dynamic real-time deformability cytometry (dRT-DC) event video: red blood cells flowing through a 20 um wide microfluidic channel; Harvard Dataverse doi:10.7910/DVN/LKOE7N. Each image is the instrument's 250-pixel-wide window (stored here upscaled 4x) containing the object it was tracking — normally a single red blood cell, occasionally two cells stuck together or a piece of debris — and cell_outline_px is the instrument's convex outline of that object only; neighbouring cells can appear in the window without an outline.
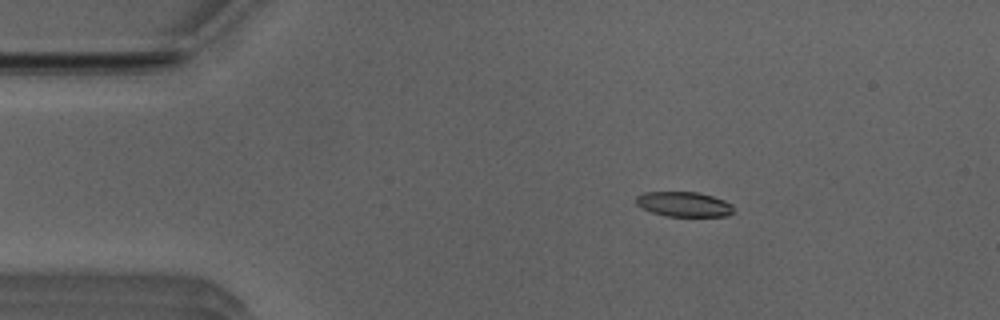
{"species": "Egyptian fruit bat (a non-hibernating species)", "species_latin": "Rousettus aegyptiacus", "temperature_condition": "room temperature", "stored_images_in_passage": 44, "camera_frame_rate_fps": 3000, "um_per_image_px": 0.085, "animal": {"sex": "male"}, "frame": {"image": 1, "passage_image": 1, "time_ms": 0.0, "image_size_px": [1000, 320], "cell_outline_px": [[732, 212], [728, 216], [668, 216], [652, 212], [636, 204], [636, 196], [644, 192], [696, 192], [712, 196], [724, 200], [732, 204]], "centroid_in_image_um": [58.13, 17.35], "position_along_channel_um": 26.9, "area_um2": 13.99}}
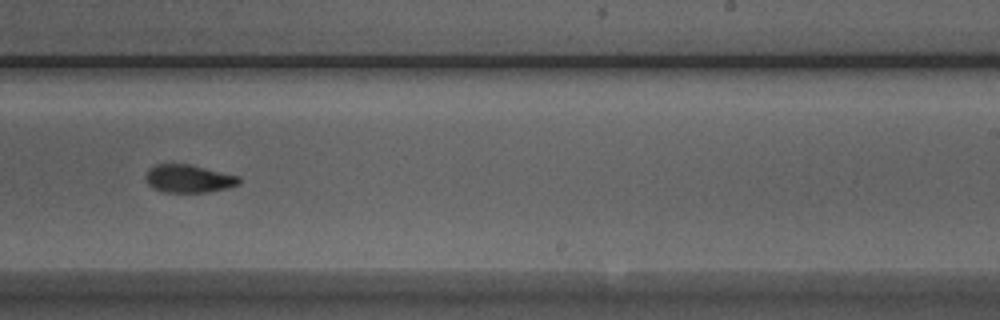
{"frame": {"image": 2, "passage_image": 24, "time_ms": 7.667, "image_size_px": [1000, 320], "cell_outline_px": [[240, 184], [228, 188], [208, 192], [164, 192], [152, 188], [148, 184], [144, 176], [148, 168], [156, 164], [192, 164], [240, 176]], "centroid_in_image_um": [16.03, 15.18], "position_along_channel_um": 273.0, "area_um2": 15.49}}
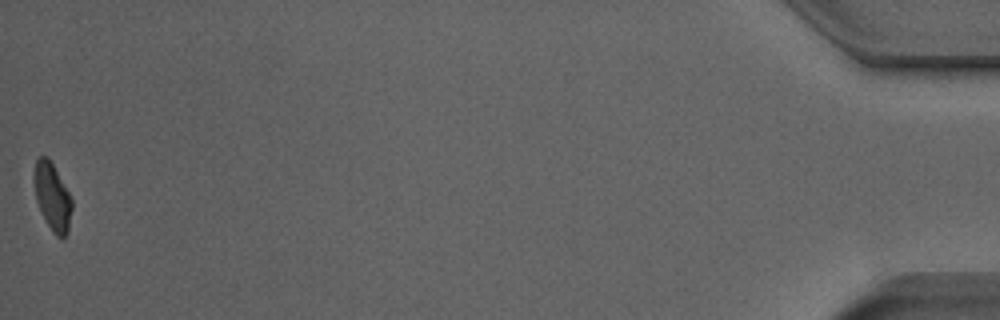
{"frame": {"image": 3, "passage_image": 44, "time_ms": 14.333, "image_size_px": [1000, 320], "cell_outline_px": [[72, 208], [68, 232], [64, 236], [56, 236], [52, 232], [36, 200], [32, 180], [32, 176], [36, 160], [40, 156], [48, 156], [68, 192], [72, 200]], "centroid_in_image_um": [4.42, 16.69], "position_along_channel_um": 430.8, "area_um2": 14.74}, "authors_computed_cell_mechanics": {"area_um2": 15.7216, "velocity_mm_per_s": 3.9539, "shape_relaxation_time_tau1_ms": 5.2376, "shape_relaxation_time_tau2_ms": 4.019, "deformation_change_tau1": 0.1725, "deformation_change_tau2": 0.0813}}